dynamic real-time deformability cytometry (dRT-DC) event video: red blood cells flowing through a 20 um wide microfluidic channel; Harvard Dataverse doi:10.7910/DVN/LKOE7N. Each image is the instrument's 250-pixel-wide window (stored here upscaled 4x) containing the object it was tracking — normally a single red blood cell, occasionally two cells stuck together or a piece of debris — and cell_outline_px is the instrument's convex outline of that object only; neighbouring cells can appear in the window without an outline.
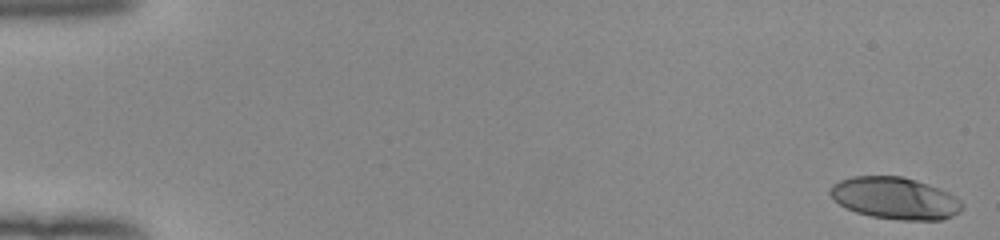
{"species": "human", "species_latin": "Homo sapiens", "temperature_condition": "room temperature", "stored_images_in_passage": 52, "camera_frame_rate_fps": 3000, "um_per_image_px": 0.085, "donor": {"sex": "female"}, "frame": {"image": 1, "passage_image": 1, "time_ms": 0.0, "image_size_px": [1000, 240], "cell_outline_px": [[964, 208], [960, 212], [952, 216], [940, 220], [900, 220], [872, 216], [856, 212], [844, 208], [828, 192], [832, 184], [840, 180], [852, 176], [900, 176], [916, 180], [928, 184], [948, 192], [960, 200], [964, 204]], "centroid_in_image_um": [76.08, 16.85], "position_along_channel_um": 8.9, "area_um2": 32.31}}
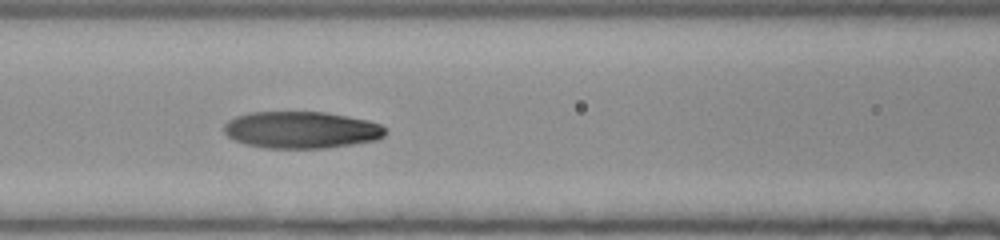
{"frame": {"image": 2, "passage_image": 24, "time_ms": 7.667, "image_size_px": [1000, 240], "cell_outline_px": [[388, 132], [384, 136], [376, 140], [352, 144], [324, 148], [264, 148], [244, 144], [228, 136], [224, 132], [224, 124], [228, 120], [236, 116], [248, 112], [324, 112], [368, 120], [380, 124], [388, 128]], "centroid_in_image_um": [25.62, 11.04], "position_along_channel_um": 141.0, "area_um2": 34.85}}
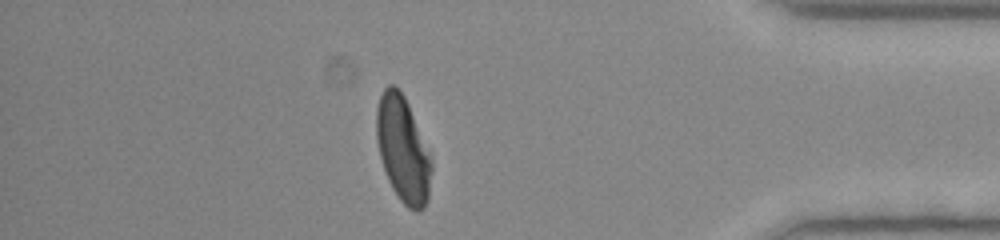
{"frame": {"image": 3, "passage_image": 46, "time_ms": 15.0, "image_size_px": [1000, 240], "cell_outline_px": [[432, 168], [428, 200], [424, 208], [416, 212], [408, 208], [400, 200], [392, 188], [388, 180], [380, 156], [376, 140], [376, 108], [380, 96], [384, 88], [388, 84], [392, 84], [404, 96], [408, 104], [432, 156]], "centroid_in_image_um": [34.26, 12.71], "position_along_channel_um": 400.9, "area_um2": 34.04}, "authors_computed_cell_mechanics": {"area_um2": 34.8245, "velocity_mm_per_s": 3.9782, "shape_relaxation_time_tau1_ms": 6.6391, "shape_relaxation_time_tau2_ms": 1.8281, "deformation_change_tau1": 0.2831, "deformation_change_tau2": 0.0484}}